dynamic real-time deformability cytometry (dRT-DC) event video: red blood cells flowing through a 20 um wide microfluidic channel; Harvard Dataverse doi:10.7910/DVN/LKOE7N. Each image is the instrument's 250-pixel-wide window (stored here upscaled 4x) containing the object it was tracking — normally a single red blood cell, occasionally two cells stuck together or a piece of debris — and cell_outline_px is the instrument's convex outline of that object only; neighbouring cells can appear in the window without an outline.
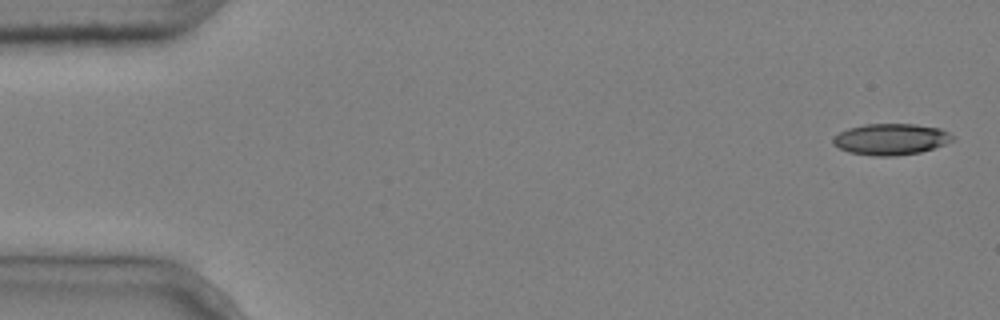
{"species": "common noctule bat (a hibernating species)", "species_latin": "Nyctalus noctula", "temperature_condition": "cold", "stored_images_in_passage": 4, "camera_frame_rate_fps": 3000, "um_per_image_px": 0.085, "animal": {"sex": "male", "body_mass_g": 20.4}, "frame": {"image": 1, "passage_image": 1, "time_ms": 0.0, "image_size_px": [1000, 320], "cell_outline_px": [[956, 140], [920, 152], [896, 156], [872, 156], [848, 152], [832, 144], [832, 136], [848, 128], [864, 124], [916, 124], [940, 128], [956, 136]], "centroid_in_image_um": [75.72, 11.83], "position_along_channel_um": 9.3, "area_um2": 22.02}}